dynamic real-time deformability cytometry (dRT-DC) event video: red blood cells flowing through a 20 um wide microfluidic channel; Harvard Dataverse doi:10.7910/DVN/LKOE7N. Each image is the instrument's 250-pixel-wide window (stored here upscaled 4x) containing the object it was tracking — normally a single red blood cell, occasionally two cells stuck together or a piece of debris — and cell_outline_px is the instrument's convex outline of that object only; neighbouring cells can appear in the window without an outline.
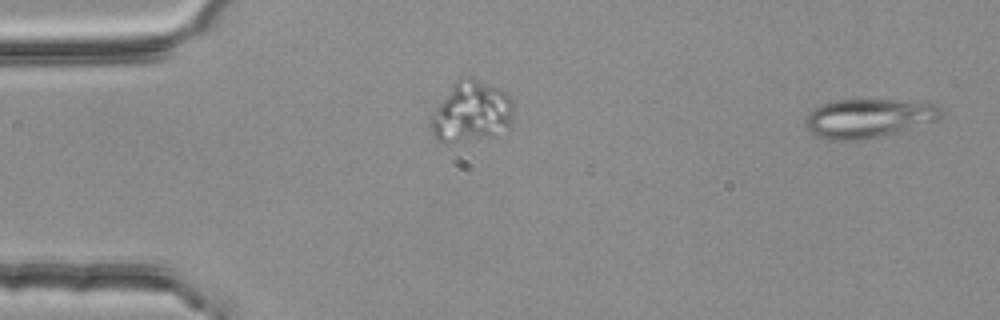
{"species": "common noctule bat (a hibernating species)", "species_latin": "Nyctalus noctula", "temperature_condition": "room temperature", "stored_images_in_passage": 2, "camera_frame_rate_fps": 3000, "um_per_image_px": 0.085, "animal": {"sex": "female", "body_mass_g": 25.1}, "frame": {"image": 1, "passage_image": 2, "time_ms": 0.333, "image_size_px": [1000, 320], "cell_outline_px": [[944, 112], [936, 120], [880, 136], [860, 140], [824, 140], [816, 136], [804, 124], [804, 120], [808, 112], [812, 108], [820, 104], [836, 100], [916, 100], [936, 104]], "centroid_in_image_um": [73.77, 10.03], "position_along_channel_um": 11.2, "area_um2": 30.87}}